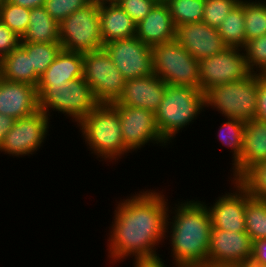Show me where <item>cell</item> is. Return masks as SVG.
<instances>
[{
  "label": "cell",
  "instance_id": "obj_1",
  "mask_svg": "<svg viewBox=\"0 0 266 267\" xmlns=\"http://www.w3.org/2000/svg\"><path fill=\"white\" fill-rule=\"evenodd\" d=\"M166 191L147 187L125 198H116L106 234L107 265L114 267L130 258L160 255L158 247L167 243L166 225L171 202Z\"/></svg>",
  "mask_w": 266,
  "mask_h": 267
},
{
  "label": "cell",
  "instance_id": "obj_2",
  "mask_svg": "<svg viewBox=\"0 0 266 267\" xmlns=\"http://www.w3.org/2000/svg\"><path fill=\"white\" fill-rule=\"evenodd\" d=\"M199 198L170 202L165 239L170 245L168 260L176 267H207L212 222L207 206Z\"/></svg>",
  "mask_w": 266,
  "mask_h": 267
},
{
  "label": "cell",
  "instance_id": "obj_3",
  "mask_svg": "<svg viewBox=\"0 0 266 267\" xmlns=\"http://www.w3.org/2000/svg\"><path fill=\"white\" fill-rule=\"evenodd\" d=\"M76 128L89 154L102 164L116 166L122 158L130 156L122 138L118 110L112 104H98Z\"/></svg>",
  "mask_w": 266,
  "mask_h": 267
},
{
  "label": "cell",
  "instance_id": "obj_4",
  "mask_svg": "<svg viewBox=\"0 0 266 267\" xmlns=\"http://www.w3.org/2000/svg\"><path fill=\"white\" fill-rule=\"evenodd\" d=\"M203 112H206L205 96L200 89L167 84L154 115L158 131L169 148L176 142V136L185 132L189 125L192 127Z\"/></svg>",
  "mask_w": 266,
  "mask_h": 267
},
{
  "label": "cell",
  "instance_id": "obj_5",
  "mask_svg": "<svg viewBox=\"0 0 266 267\" xmlns=\"http://www.w3.org/2000/svg\"><path fill=\"white\" fill-rule=\"evenodd\" d=\"M39 110L50 119L57 112L66 116L75 126L99 103L84 77L69 81L64 85H37ZM53 111V112H52Z\"/></svg>",
  "mask_w": 266,
  "mask_h": 267
},
{
  "label": "cell",
  "instance_id": "obj_6",
  "mask_svg": "<svg viewBox=\"0 0 266 267\" xmlns=\"http://www.w3.org/2000/svg\"><path fill=\"white\" fill-rule=\"evenodd\" d=\"M259 74L221 84L205 93V111H216L223 118H236L247 122L255 119L257 110ZM210 109V110H209Z\"/></svg>",
  "mask_w": 266,
  "mask_h": 267
},
{
  "label": "cell",
  "instance_id": "obj_7",
  "mask_svg": "<svg viewBox=\"0 0 266 267\" xmlns=\"http://www.w3.org/2000/svg\"><path fill=\"white\" fill-rule=\"evenodd\" d=\"M59 37L62 49L67 51L84 54L103 49L99 3L91 0L64 19L59 24Z\"/></svg>",
  "mask_w": 266,
  "mask_h": 267
},
{
  "label": "cell",
  "instance_id": "obj_8",
  "mask_svg": "<svg viewBox=\"0 0 266 267\" xmlns=\"http://www.w3.org/2000/svg\"><path fill=\"white\" fill-rule=\"evenodd\" d=\"M154 74L166 84L200 89L199 61L175 39L152 46Z\"/></svg>",
  "mask_w": 266,
  "mask_h": 267
},
{
  "label": "cell",
  "instance_id": "obj_9",
  "mask_svg": "<svg viewBox=\"0 0 266 267\" xmlns=\"http://www.w3.org/2000/svg\"><path fill=\"white\" fill-rule=\"evenodd\" d=\"M51 119L41 110L34 114L15 120L4 141L0 144V155L7 157H31L42 150L51 134ZM50 129V130H49ZM44 144V145H43Z\"/></svg>",
  "mask_w": 266,
  "mask_h": 267
},
{
  "label": "cell",
  "instance_id": "obj_10",
  "mask_svg": "<svg viewBox=\"0 0 266 267\" xmlns=\"http://www.w3.org/2000/svg\"><path fill=\"white\" fill-rule=\"evenodd\" d=\"M83 77L99 104H112L121 97L126 79L103 48L83 54Z\"/></svg>",
  "mask_w": 266,
  "mask_h": 267
},
{
  "label": "cell",
  "instance_id": "obj_11",
  "mask_svg": "<svg viewBox=\"0 0 266 267\" xmlns=\"http://www.w3.org/2000/svg\"><path fill=\"white\" fill-rule=\"evenodd\" d=\"M112 105L118 110L122 138L125 147L131 154L140 152L147 146L168 148V144L162 139L156 122L154 112L137 107L122 106L117 102ZM160 146V147H159ZM163 146V147H162ZM140 150V151H138Z\"/></svg>",
  "mask_w": 266,
  "mask_h": 267
},
{
  "label": "cell",
  "instance_id": "obj_12",
  "mask_svg": "<svg viewBox=\"0 0 266 267\" xmlns=\"http://www.w3.org/2000/svg\"><path fill=\"white\" fill-rule=\"evenodd\" d=\"M251 74L241 48L226 47L214 56L199 60L200 90L203 93L214 86L239 81Z\"/></svg>",
  "mask_w": 266,
  "mask_h": 267
},
{
  "label": "cell",
  "instance_id": "obj_13",
  "mask_svg": "<svg viewBox=\"0 0 266 267\" xmlns=\"http://www.w3.org/2000/svg\"><path fill=\"white\" fill-rule=\"evenodd\" d=\"M104 49L126 80L154 74L152 47L136 36L108 42Z\"/></svg>",
  "mask_w": 266,
  "mask_h": 267
},
{
  "label": "cell",
  "instance_id": "obj_14",
  "mask_svg": "<svg viewBox=\"0 0 266 267\" xmlns=\"http://www.w3.org/2000/svg\"><path fill=\"white\" fill-rule=\"evenodd\" d=\"M253 242L247 232L212 228L207 267H237L250 262Z\"/></svg>",
  "mask_w": 266,
  "mask_h": 267
},
{
  "label": "cell",
  "instance_id": "obj_15",
  "mask_svg": "<svg viewBox=\"0 0 266 267\" xmlns=\"http://www.w3.org/2000/svg\"><path fill=\"white\" fill-rule=\"evenodd\" d=\"M230 184L229 191L219 193L211 203L204 200L212 222V228L223 231L246 232L245 206L251 197L246 190L235 180H226ZM228 191V192H227Z\"/></svg>",
  "mask_w": 266,
  "mask_h": 267
},
{
  "label": "cell",
  "instance_id": "obj_16",
  "mask_svg": "<svg viewBox=\"0 0 266 267\" xmlns=\"http://www.w3.org/2000/svg\"><path fill=\"white\" fill-rule=\"evenodd\" d=\"M175 40L198 61L214 56L227 47L218 30L203 21L177 26Z\"/></svg>",
  "mask_w": 266,
  "mask_h": 267
},
{
  "label": "cell",
  "instance_id": "obj_17",
  "mask_svg": "<svg viewBox=\"0 0 266 267\" xmlns=\"http://www.w3.org/2000/svg\"><path fill=\"white\" fill-rule=\"evenodd\" d=\"M39 110L37 88L30 84L3 79L0 84V113L15 120Z\"/></svg>",
  "mask_w": 266,
  "mask_h": 267
},
{
  "label": "cell",
  "instance_id": "obj_18",
  "mask_svg": "<svg viewBox=\"0 0 266 267\" xmlns=\"http://www.w3.org/2000/svg\"><path fill=\"white\" fill-rule=\"evenodd\" d=\"M167 84L157 75L126 80L124 91L117 103L122 106L143 108L155 112L159 107Z\"/></svg>",
  "mask_w": 266,
  "mask_h": 267
},
{
  "label": "cell",
  "instance_id": "obj_19",
  "mask_svg": "<svg viewBox=\"0 0 266 267\" xmlns=\"http://www.w3.org/2000/svg\"><path fill=\"white\" fill-rule=\"evenodd\" d=\"M266 161V123L253 119L245 122L240 160L229 169L228 180L237 181L252 165Z\"/></svg>",
  "mask_w": 266,
  "mask_h": 267
},
{
  "label": "cell",
  "instance_id": "obj_20",
  "mask_svg": "<svg viewBox=\"0 0 266 267\" xmlns=\"http://www.w3.org/2000/svg\"><path fill=\"white\" fill-rule=\"evenodd\" d=\"M176 27L166 3L158 2L146 17L136 24L135 36L154 46L175 39Z\"/></svg>",
  "mask_w": 266,
  "mask_h": 267
},
{
  "label": "cell",
  "instance_id": "obj_21",
  "mask_svg": "<svg viewBox=\"0 0 266 267\" xmlns=\"http://www.w3.org/2000/svg\"><path fill=\"white\" fill-rule=\"evenodd\" d=\"M99 17L104 44L136 34V23L117 3L99 4Z\"/></svg>",
  "mask_w": 266,
  "mask_h": 267
},
{
  "label": "cell",
  "instance_id": "obj_22",
  "mask_svg": "<svg viewBox=\"0 0 266 267\" xmlns=\"http://www.w3.org/2000/svg\"><path fill=\"white\" fill-rule=\"evenodd\" d=\"M80 77H83V54L61 49L37 85L59 86Z\"/></svg>",
  "mask_w": 266,
  "mask_h": 267
},
{
  "label": "cell",
  "instance_id": "obj_23",
  "mask_svg": "<svg viewBox=\"0 0 266 267\" xmlns=\"http://www.w3.org/2000/svg\"><path fill=\"white\" fill-rule=\"evenodd\" d=\"M20 42L60 43L59 24L44 6L30 9L29 26Z\"/></svg>",
  "mask_w": 266,
  "mask_h": 267
},
{
  "label": "cell",
  "instance_id": "obj_24",
  "mask_svg": "<svg viewBox=\"0 0 266 267\" xmlns=\"http://www.w3.org/2000/svg\"><path fill=\"white\" fill-rule=\"evenodd\" d=\"M4 79L35 86V70L31 69L28 53L19 45L0 60Z\"/></svg>",
  "mask_w": 266,
  "mask_h": 267
},
{
  "label": "cell",
  "instance_id": "obj_25",
  "mask_svg": "<svg viewBox=\"0 0 266 267\" xmlns=\"http://www.w3.org/2000/svg\"><path fill=\"white\" fill-rule=\"evenodd\" d=\"M217 30L227 47L244 48L246 45L244 0H240Z\"/></svg>",
  "mask_w": 266,
  "mask_h": 267
},
{
  "label": "cell",
  "instance_id": "obj_26",
  "mask_svg": "<svg viewBox=\"0 0 266 267\" xmlns=\"http://www.w3.org/2000/svg\"><path fill=\"white\" fill-rule=\"evenodd\" d=\"M226 119V120H225ZM221 125L217 127L216 139L220 145L227 147L231 153V168L240 160L243 147V133L245 122L236 118H223Z\"/></svg>",
  "mask_w": 266,
  "mask_h": 267
},
{
  "label": "cell",
  "instance_id": "obj_27",
  "mask_svg": "<svg viewBox=\"0 0 266 267\" xmlns=\"http://www.w3.org/2000/svg\"><path fill=\"white\" fill-rule=\"evenodd\" d=\"M20 46L28 53V56L30 57L31 69L35 70L36 87L40 76L55 60L57 54L62 49L61 44L20 42Z\"/></svg>",
  "mask_w": 266,
  "mask_h": 267
},
{
  "label": "cell",
  "instance_id": "obj_28",
  "mask_svg": "<svg viewBox=\"0 0 266 267\" xmlns=\"http://www.w3.org/2000/svg\"><path fill=\"white\" fill-rule=\"evenodd\" d=\"M246 42L266 35V0H244Z\"/></svg>",
  "mask_w": 266,
  "mask_h": 267
},
{
  "label": "cell",
  "instance_id": "obj_29",
  "mask_svg": "<svg viewBox=\"0 0 266 267\" xmlns=\"http://www.w3.org/2000/svg\"><path fill=\"white\" fill-rule=\"evenodd\" d=\"M245 227L252 242L266 238V201L250 197L245 206Z\"/></svg>",
  "mask_w": 266,
  "mask_h": 267
},
{
  "label": "cell",
  "instance_id": "obj_30",
  "mask_svg": "<svg viewBox=\"0 0 266 267\" xmlns=\"http://www.w3.org/2000/svg\"><path fill=\"white\" fill-rule=\"evenodd\" d=\"M205 0H169L166 2L175 27L201 22Z\"/></svg>",
  "mask_w": 266,
  "mask_h": 267
},
{
  "label": "cell",
  "instance_id": "obj_31",
  "mask_svg": "<svg viewBox=\"0 0 266 267\" xmlns=\"http://www.w3.org/2000/svg\"><path fill=\"white\" fill-rule=\"evenodd\" d=\"M30 9L5 0L0 5V21L7 25L20 38L29 26Z\"/></svg>",
  "mask_w": 266,
  "mask_h": 267
},
{
  "label": "cell",
  "instance_id": "obj_32",
  "mask_svg": "<svg viewBox=\"0 0 266 267\" xmlns=\"http://www.w3.org/2000/svg\"><path fill=\"white\" fill-rule=\"evenodd\" d=\"M237 182L251 197L266 201V161L252 165Z\"/></svg>",
  "mask_w": 266,
  "mask_h": 267
},
{
  "label": "cell",
  "instance_id": "obj_33",
  "mask_svg": "<svg viewBox=\"0 0 266 267\" xmlns=\"http://www.w3.org/2000/svg\"><path fill=\"white\" fill-rule=\"evenodd\" d=\"M243 51L251 73L266 75V35L247 41Z\"/></svg>",
  "mask_w": 266,
  "mask_h": 267
},
{
  "label": "cell",
  "instance_id": "obj_34",
  "mask_svg": "<svg viewBox=\"0 0 266 267\" xmlns=\"http://www.w3.org/2000/svg\"><path fill=\"white\" fill-rule=\"evenodd\" d=\"M240 0H205L202 21L218 28Z\"/></svg>",
  "mask_w": 266,
  "mask_h": 267
},
{
  "label": "cell",
  "instance_id": "obj_35",
  "mask_svg": "<svg viewBox=\"0 0 266 267\" xmlns=\"http://www.w3.org/2000/svg\"><path fill=\"white\" fill-rule=\"evenodd\" d=\"M91 0H46L44 7L49 15L60 24L73 12L88 4Z\"/></svg>",
  "mask_w": 266,
  "mask_h": 267
},
{
  "label": "cell",
  "instance_id": "obj_36",
  "mask_svg": "<svg viewBox=\"0 0 266 267\" xmlns=\"http://www.w3.org/2000/svg\"><path fill=\"white\" fill-rule=\"evenodd\" d=\"M157 3V0H119L117 2L136 24L143 20Z\"/></svg>",
  "mask_w": 266,
  "mask_h": 267
},
{
  "label": "cell",
  "instance_id": "obj_37",
  "mask_svg": "<svg viewBox=\"0 0 266 267\" xmlns=\"http://www.w3.org/2000/svg\"><path fill=\"white\" fill-rule=\"evenodd\" d=\"M21 38L0 21V60L20 45Z\"/></svg>",
  "mask_w": 266,
  "mask_h": 267
},
{
  "label": "cell",
  "instance_id": "obj_38",
  "mask_svg": "<svg viewBox=\"0 0 266 267\" xmlns=\"http://www.w3.org/2000/svg\"><path fill=\"white\" fill-rule=\"evenodd\" d=\"M255 119L266 123V75H259Z\"/></svg>",
  "mask_w": 266,
  "mask_h": 267
},
{
  "label": "cell",
  "instance_id": "obj_39",
  "mask_svg": "<svg viewBox=\"0 0 266 267\" xmlns=\"http://www.w3.org/2000/svg\"><path fill=\"white\" fill-rule=\"evenodd\" d=\"M250 262L260 267H266V238L253 241Z\"/></svg>",
  "mask_w": 266,
  "mask_h": 267
},
{
  "label": "cell",
  "instance_id": "obj_40",
  "mask_svg": "<svg viewBox=\"0 0 266 267\" xmlns=\"http://www.w3.org/2000/svg\"><path fill=\"white\" fill-rule=\"evenodd\" d=\"M163 260L162 255L152 256V257H143V258H133L132 260V266L133 267H176L172 263H169L170 265H167L164 262H167ZM173 265V266H172Z\"/></svg>",
  "mask_w": 266,
  "mask_h": 267
},
{
  "label": "cell",
  "instance_id": "obj_41",
  "mask_svg": "<svg viewBox=\"0 0 266 267\" xmlns=\"http://www.w3.org/2000/svg\"><path fill=\"white\" fill-rule=\"evenodd\" d=\"M15 119L0 113V144L4 141L6 134L13 127Z\"/></svg>",
  "mask_w": 266,
  "mask_h": 267
},
{
  "label": "cell",
  "instance_id": "obj_42",
  "mask_svg": "<svg viewBox=\"0 0 266 267\" xmlns=\"http://www.w3.org/2000/svg\"><path fill=\"white\" fill-rule=\"evenodd\" d=\"M10 3L22 6L24 8H36L42 7L45 4L46 0H8Z\"/></svg>",
  "mask_w": 266,
  "mask_h": 267
},
{
  "label": "cell",
  "instance_id": "obj_43",
  "mask_svg": "<svg viewBox=\"0 0 266 267\" xmlns=\"http://www.w3.org/2000/svg\"><path fill=\"white\" fill-rule=\"evenodd\" d=\"M93 1L102 4V3H117L119 0H93Z\"/></svg>",
  "mask_w": 266,
  "mask_h": 267
},
{
  "label": "cell",
  "instance_id": "obj_44",
  "mask_svg": "<svg viewBox=\"0 0 266 267\" xmlns=\"http://www.w3.org/2000/svg\"><path fill=\"white\" fill-rule=\"evenodd\" d=\"M237 267H260V266L254 265L251 262H247Z\"/></svg>",
  "mask_w": 266,
  "mask_h": 267
},
{
  "label": "cell",
  "instance_id": "obj_45",
  "mask_svg": "<svg viewBox=\"0 0 266 267\" xmlns=\"http://www.w3.org/2000/svg\"><path fill=\"white\" fill-rule=\"evenodd\" d=\"M3 79H4V77H3V75H2V71H1V69H0V84H1V82L3 81Z\"/></svg>",
  "mask_w": 266,
  "mask_h": 267
},
{
  "label": "cell",
  "instance_id": "obj_46",
  "mask_svg": "<svg viewBox=\"0 0 266 267\" xmlns=\"http://www.w3.org/2000/svg\"><path fill=\"white\" fill-rule=\"evenodd\" d=\"M158 2H161V3H166L168 2L169 0H157Z\"/></svg>",
  "mask_w": 266,
  "mask_h": 267
}]
</instances>
